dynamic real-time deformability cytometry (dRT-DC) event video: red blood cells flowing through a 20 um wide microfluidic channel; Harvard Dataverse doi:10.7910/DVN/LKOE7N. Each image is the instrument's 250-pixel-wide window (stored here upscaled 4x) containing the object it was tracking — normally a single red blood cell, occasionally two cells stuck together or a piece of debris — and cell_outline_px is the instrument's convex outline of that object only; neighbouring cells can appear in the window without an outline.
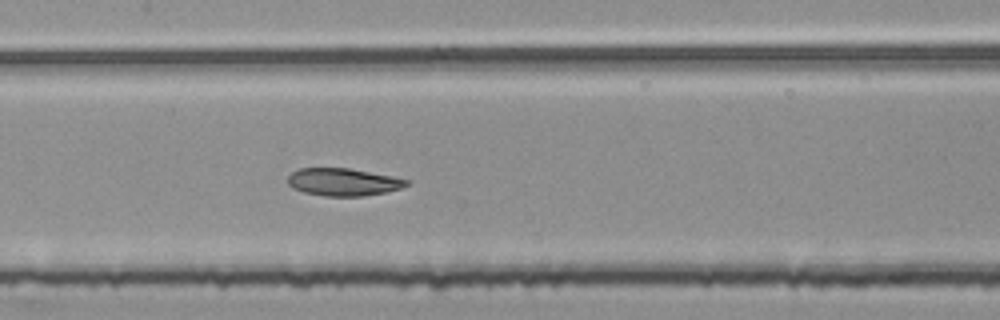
{"species": "common noctule bat (a hibernating species)", "species_latin": "Nyctalus noctula", "temperature_condition": "room temperature", "stored_images_in_passage": 54, "segment_of_instrument_passage": [2, 2], "camera_frame_rate_fps": 3000, "um_per_image_px": 0.085, "animal": {"sex": "female", "body_mass_g": 25.1}, "frame": {"image": 1, "passage_image": 27, "time_ms": 8.667, "image_size_px": [1000, 320], "cell_outline_px": [[408, 184], [400, 188], [384, 192], [364, 196], [324, 196], [304, 192], [292, 188], [288, 184], [288, 176], [292, 172], [300, 168], [348, 168], [392, 176], [408, 180]], "centroid_in_image_um": [29.13, 15.47], "position_along_channel_um": 178.3, "area_um2": 18.9}}
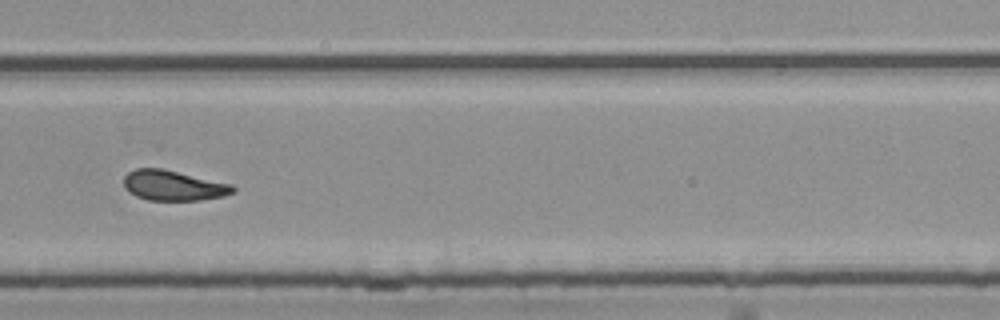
{"frame": {"image": 2, "passage_image": 38, "time_ms": 12.333, "image_size_px": [1000, 320], "cell_outline_px": [[236, 188], [232, 192], [224, 196], [200, 200], [148, 200], [136, 196], [128, 192], [124, 188], [124, 176], [128, 172], [136, 168], [160, 168], [232, 184]], "centroid_in_image_um": [14.7, 15.77], "position_along_channel_um": 315.1, "area_um2": 19.13}}
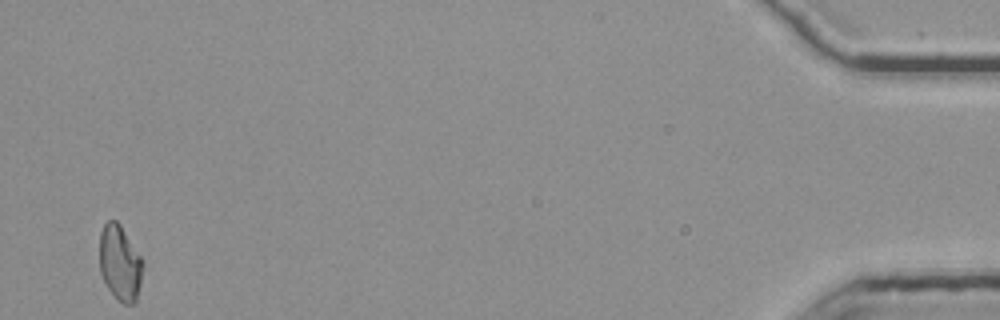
{"frame": {"image": 3, "passage_image": 54, "time_ms": 17.667, "image_size_px": [1000, 320], "cell_outline_px": [[144, 264], [136, 300], [132, 304], [124, 304], [116, 300], [108, 288], [100, 272], [100, 232], [104, 224], [108, 220], [116, 220], [120, 224], [144, 260]], "centroid_in_image_um": [10.2, 22.35], "position_along_channel_um": 425.0, "area_um2": 19.13}}